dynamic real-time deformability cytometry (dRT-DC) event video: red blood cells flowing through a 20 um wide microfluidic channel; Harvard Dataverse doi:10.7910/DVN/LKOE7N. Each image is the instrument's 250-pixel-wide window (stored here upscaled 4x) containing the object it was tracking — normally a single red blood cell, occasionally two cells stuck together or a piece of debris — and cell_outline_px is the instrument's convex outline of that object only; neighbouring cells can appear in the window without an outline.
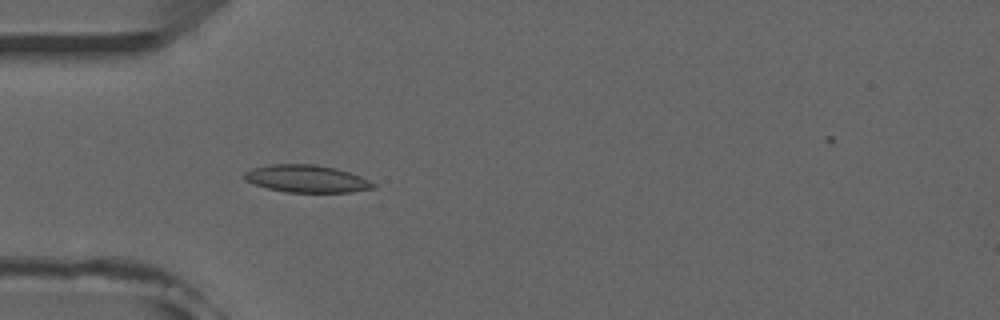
{"species": "common noctule bat (a hibernating species)", "species_latin": "Nyctalus noctula", "temperature_condition": "room temperature", "stored_images_in_passage": 37, "camera_frame_rate_fps": 3000, "um_per_image_px": 0.085, "animal": {"sex": "male", "forearm_length_mm": 52.5}, "frame": {"image": 1, "passage_image": 1, "time_ms": 0.0, "image_size_px": [1000, 320], "cell_outline_px": [[376, 188], [352, 192], [288, 192], [268, 188], [244, 180], [244, 172], [252, 168], [268, 164], [312, 164], [336, 168], [360, 176], [376, 184]], "centroid_in_image_um": [26.07, 15.19], "position_along_channel_um": 58.9, "area_um2": 20.52}}
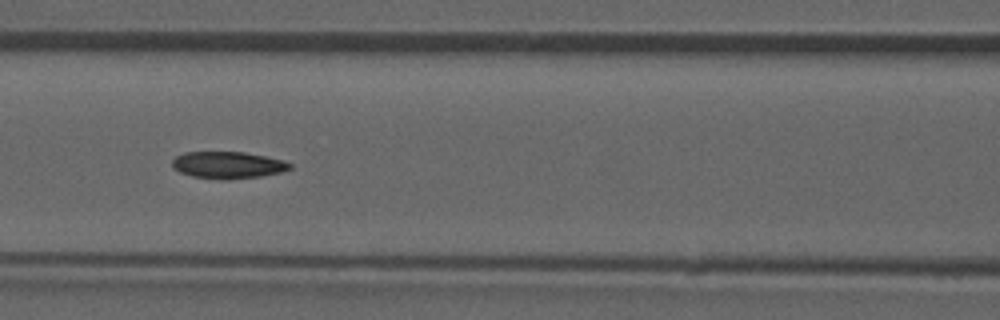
{"frame": {"image": 2, "passage_image": 8, "time_ms": 2.333, "image_size_px": [1000, 320], "cell_outline_px": [[292, 168], [280, 172], [260, 176], [228, 180], [220, 180], [192, 176], [180, 172], [172, 168], [172, 160], [176, 156], [184, 152], [244, 152], [284, 160], [292, 164]], "centroid_in_image_um": [19.35, 14.03], "position_along_channel_um": 147.3, "area_um2": 18.55}}
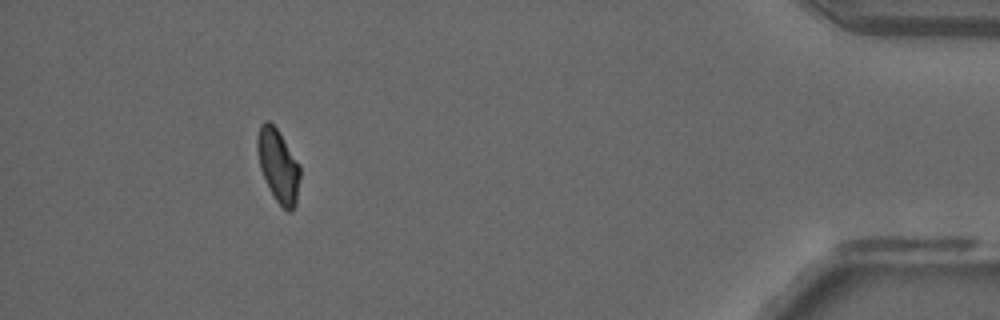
{"frame": {"image": 3, "passage_image": 33, "time_ms": 10.667, "image_size_px": [1000, 320], "cell_outline_px": [[300, 176], [296, 204], [288, 212], [276, 200], [268, 188], [260, 168], [256, 148], [256, 136], [260, 124], [264, 120], [268, 120], [276, 128], [300, 164]], "centroid_in_image_um": [23.63, 14.05], "position_along_channel_um": 411.6, "area_um2": 18.21}, "authors_computed_cell_mechanics": {"area_um2": 18.5538, "velocity_mm_per_s": 3.9168, "shape_relaxation_time_tau1_ms": 10.4197, "shape_relaxation_time_tau2_ms": 4.5133, "deformation_change_tau1": 0.2011, "deformation_change_tau2": 0.0877}}